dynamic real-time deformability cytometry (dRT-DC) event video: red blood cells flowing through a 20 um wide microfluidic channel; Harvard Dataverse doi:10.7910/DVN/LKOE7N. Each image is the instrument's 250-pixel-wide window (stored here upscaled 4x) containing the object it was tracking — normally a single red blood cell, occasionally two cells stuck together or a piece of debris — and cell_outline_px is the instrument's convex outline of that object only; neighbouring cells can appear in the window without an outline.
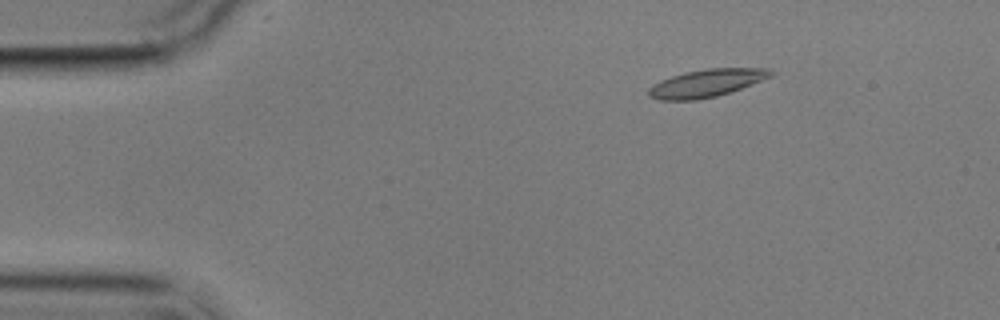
{"species": "common noctule bat (a hibernating species)", "species_latin": "Nyctalus noctula", "temperature_condition": "cold", "stored_images_in_passage": 4, "camera_frame_rate_fps": 3000, "um_per_image_px": 0.085, "animal": {"sex": "male", "body_mass_g": 17.9}, "frame": {"image": 1, "passage_image": 2, "time_ms": 1.0, "image_size_px": [1000, 320], "cell_outline_px": [[776, 72], [772, 76], [752, 84], [716, 96], [696, 100], [660, 100], [648, 96], [648, 88], [652, 84], [660, 80], [684, 72], [704, 68], [772, 68]], "centroid_in_image_um": [60.05, 7.05], "position_along_channel_um": 25.0, "area_um2": 19.83}}